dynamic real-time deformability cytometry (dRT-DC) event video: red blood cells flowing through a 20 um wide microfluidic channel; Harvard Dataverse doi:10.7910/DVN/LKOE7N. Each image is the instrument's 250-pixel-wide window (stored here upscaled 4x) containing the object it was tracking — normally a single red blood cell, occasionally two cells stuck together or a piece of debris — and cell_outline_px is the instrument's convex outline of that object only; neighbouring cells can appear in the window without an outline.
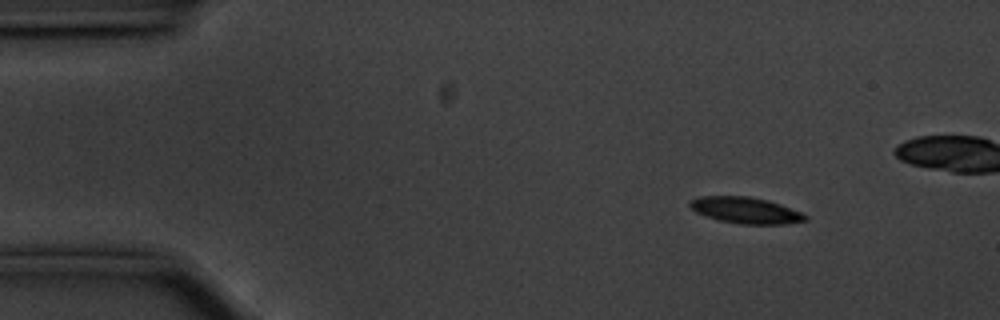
{"species": "common noctule bat (a hibernating species)", "species_latin": "Nyctalus noctula", "temperature_condition": "cold", "stored_images_in_passage": 56, "camera_frame_rate_fps": 3000, "um_per_image_px": 0.085, "animal": {"sex": "male", "body_mass_g": 20.1, "forearm_length_mm": 53.5}, "frame": {"image": 1, "passage_image": 6, "time_ms": 1.667, "image_size_px": [1000, 320], "cell_outline_px": [[808, 220], [784, 224], [740, 224], [720, 220], [696, 212], [688, 204], [692, 200], [700, 196], [748, 196], [768, 200], [780, 204], [800, 212], [808, 216]], "centroid_in_image_um": [63.4, 17.87], "position_along_channel_um": 21.6, "area_um2": 17.46}}
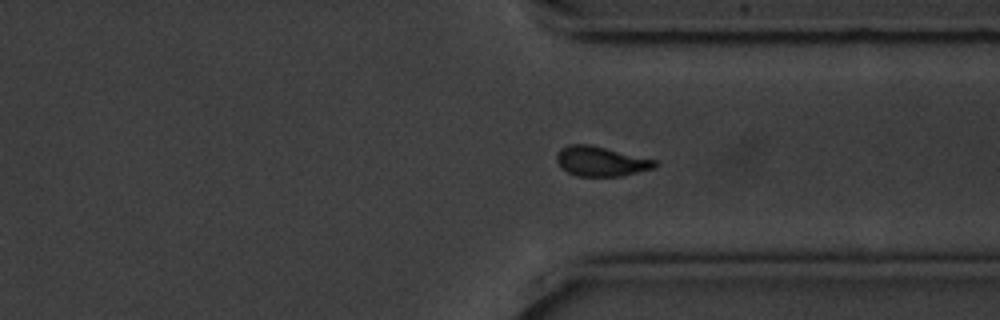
{"frame": {"image": 2, "passage_image": 41, "time_ms": 13.333, "image_size_px": [1000, 320], "cell_outline_px": [[660, 164], [656, 168], [620, 176], [576, 176], [568, 172], [556, 160], [556, 156], [560, 148], [568, 144], [588, 144], [656, 160]], "centroid_in_image_um": [51.1, 13.71], "position_along_channel_um": 360.3, "area_um2": 16.94}}
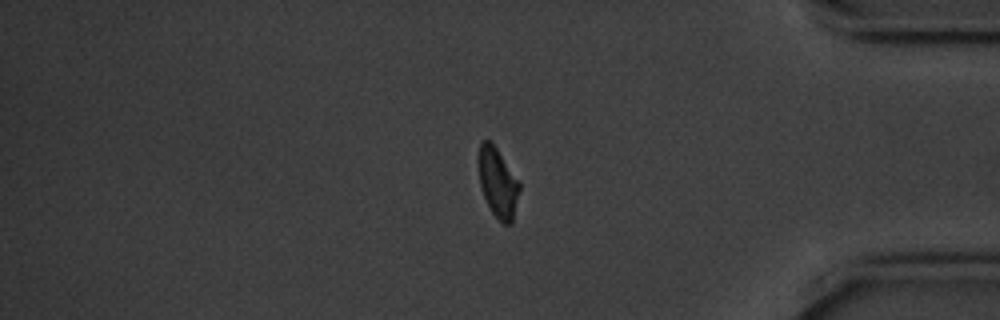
{"frame": {"image": 3, "passage_image": 46, "time_ms": 15.0, "image_size_px": [1000, 320], "cell_outline_px": [[520, 188], [512, 224], [504, 224], [492, 212], [484, 196], [480, 184], [476, 160], [480, 144], [484, 140], [488, 140], [496, 148], [520, 180]], "centroid_in_image_um": [42.31, 15.5], "position_along_channel_um": 392.9, "area_um2": 16.7}, "authors_computed_cell_mechanics": {"area_um2": 17.4845, "velocity_mm_per_s": 3.5414, "shape_relaxation_time_tau1_ms": 3.0132, "shape_relaxation_time_tau2_ms": null, "deformation_change_tau1": 0.1112, "deformation_change_tau2": null}}